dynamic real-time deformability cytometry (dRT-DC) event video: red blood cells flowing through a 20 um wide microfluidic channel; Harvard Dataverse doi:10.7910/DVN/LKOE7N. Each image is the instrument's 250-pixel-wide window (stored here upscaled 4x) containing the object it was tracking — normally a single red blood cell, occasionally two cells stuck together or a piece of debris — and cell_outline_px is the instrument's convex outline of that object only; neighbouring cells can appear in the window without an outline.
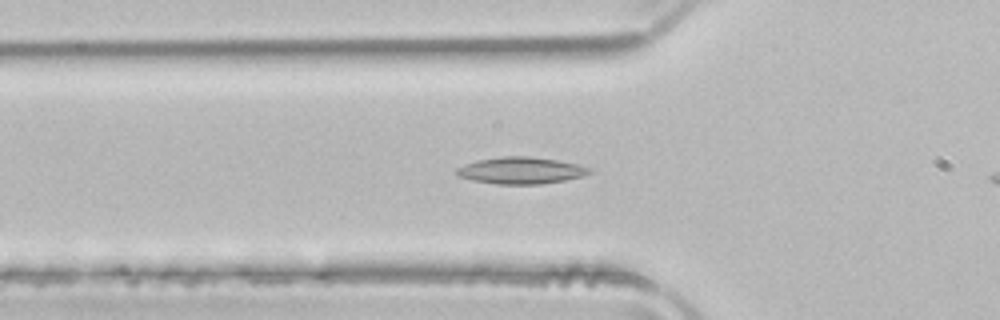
{"species": "common noctule bat (a hibernating species)", "species_latin": "Nyctalus noctula", "temperature_condition": "room temperature", "stored_images_in_passage": 43, "camera_frame_rate_fps": 3000, "um_per_image_px": 0.085, "animal": {"sex": "male", "body_mass_g": 21.5, "forearm_length_mm": 52.0}, "frame": {"image": 1, "passage_image": 15, "time_ms": 4.667, "image_size_px": [1000, 320], "cell_outline_px": [[592, 172], [580, 176], [564, 180], [540, 184], [496, 184], [472, 180], [456, 176], [452, 172], [456, 168], [464, 164], [476, 160], [500, 156], [528, 156], [556, 160], [576, 164], [592, 168]], "centroid_in_image_um": [44.19, 14.49], "position_along_channel_um": 81.6, "area_um2": 20.81}}
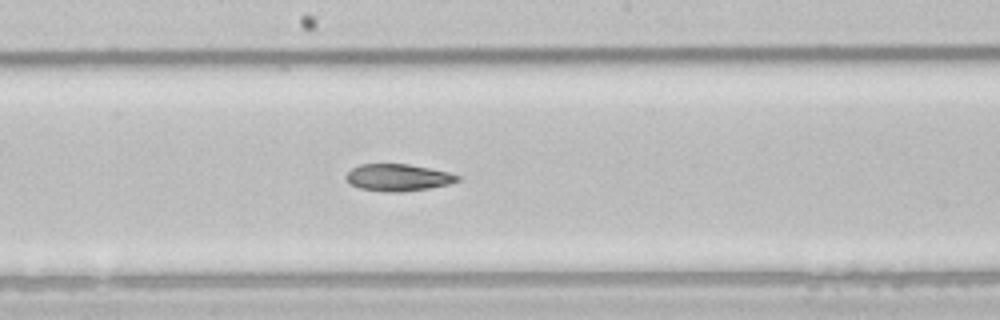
{"frame": {"image": 2, "passage_image": 25, "time_ms": 8.0, "image_size_px": [1000, 320], "cell_outline_px": [[460, 180], [448, 184], [428, 188], [396, 192], [388, 192], [360, 188], [352, 184], [344, 176], [352, 168], [360, 164], [408, 164], [448, 172], [460, 176]], "centroid_in_image_um": [33.82, 15.08], "position_along_channel_um": 214.4, "area_um2": 17.22}}
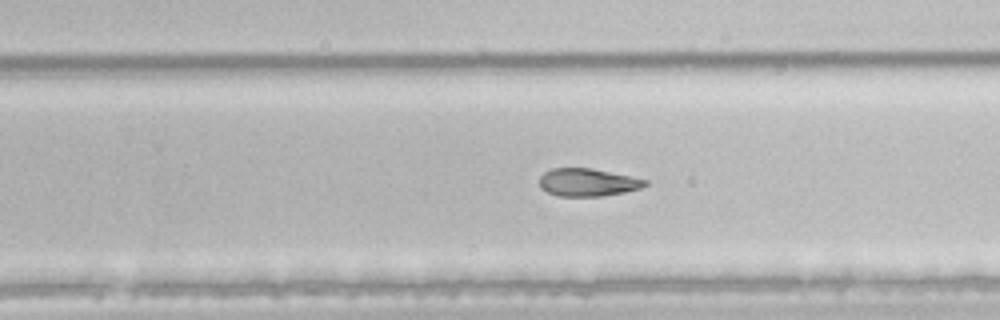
{"frame": {"image": 3, "passage_image": 30, "time_ms": 9.667, "image_size_px": [1000, 320], "cell_outline_px": [[648, 184], [640, 188], [624, 192], [600, 196], [560, 196], [548, 192], [540, 188], [540, 176], [544, 172], [552, 168], [592, 168], [632, 176], [648, 180]], "centroid_in_image_um": [49.96, 15.49], "position_along_channel_um": 279.8, "area_um2": 17.11}, "authors_computed_cell_mechanics": {"area_um2": 19.7098, "velocity_mm_per_s": 3.9586, "shape_relaxation_time_tau1_ms": null, "shape_relaxation_time_tau2_ms": 7.7491, "deformation_change_tau1": null, "deformation_change_tau2": 0.1528}}